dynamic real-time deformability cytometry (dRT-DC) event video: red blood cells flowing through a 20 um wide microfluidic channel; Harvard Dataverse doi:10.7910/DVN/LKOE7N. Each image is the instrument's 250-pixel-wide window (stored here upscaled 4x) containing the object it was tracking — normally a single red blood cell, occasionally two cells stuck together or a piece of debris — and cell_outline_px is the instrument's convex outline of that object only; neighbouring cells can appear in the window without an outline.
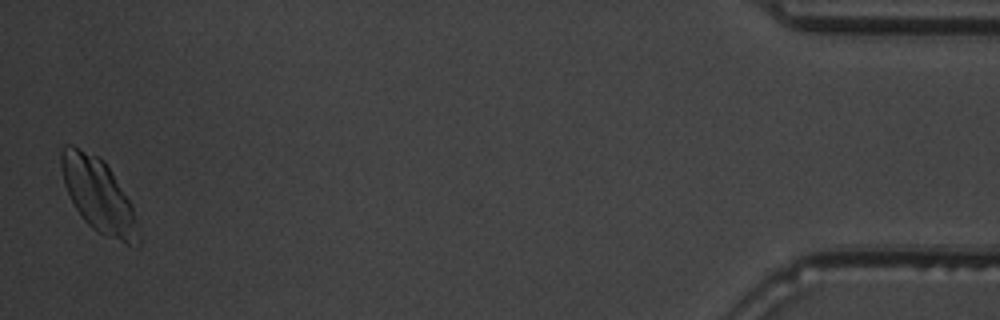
{"species": "common noctule bat (a hibernating species)", "species_latin": "Nyctalus noctula", "temperature_condition": "warm", "stored_images_in_passage": 50, "camera_frame_rate_fps": 3000, "um_per_image_px": 0.085, "animal": {"sex": "male", "body_mass_g": 19.5, "forearm_length_mm": 54.6}, "frame": {"image": 1, "passage_image": 49, "time_ms": 16.0, "image_size_px": [1000, 320], "cell_outline_px": [[132, 240], [128, 244], [104, 236], [96, 232], [84, 220], [76, 208], [64, 184], [60, 164], [60, 152], [64, 144], [72, 144], [100, 156], [104, 160], [112, 172], [132, 204]], "centroid_in_image_um": [8.22, 16.43], "position_along_channel_um": 427.0, "area_um2": 31.85}}